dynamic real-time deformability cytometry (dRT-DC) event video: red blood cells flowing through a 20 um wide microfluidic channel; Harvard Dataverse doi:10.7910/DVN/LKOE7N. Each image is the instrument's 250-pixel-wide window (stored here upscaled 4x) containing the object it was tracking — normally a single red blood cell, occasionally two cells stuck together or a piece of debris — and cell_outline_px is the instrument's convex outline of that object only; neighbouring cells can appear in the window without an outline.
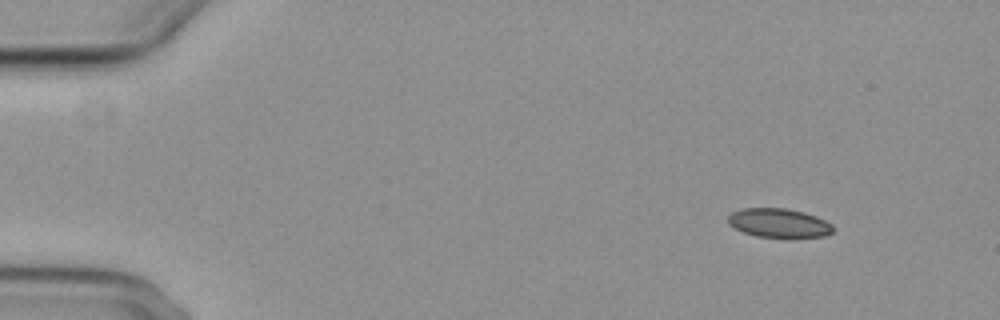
{"species": "common noctule bat (a hibernating species)", "species_latin": "Nyctalus noctula", "temperature_condition": "cold", "stored_images_in_passage": 4, "camera_frame_rate_fps": 3000, "um_per_image_px": 0.085, "animal": {"sex": "female", "body_mass_g": 29.2, "forearm_length_mm": 56.3}, "frame": {"image": 1, "passage_image": 1, "time_ms": 0.0, "image_size_px": [1000, 320], "cell_outline_px": [[832, 232], [824, 236], [792, 240], [788, 240], [756, 236], [744, 232], [728, 224], [728, 216], [732, 212], [740, 208], [784, 208], [804, 212], [816, 216], [832, 224]], "centroid_in_image_um": [66.22, 18.99], "position_along_channel_um": 18.8, "area_um2": 18.38}}
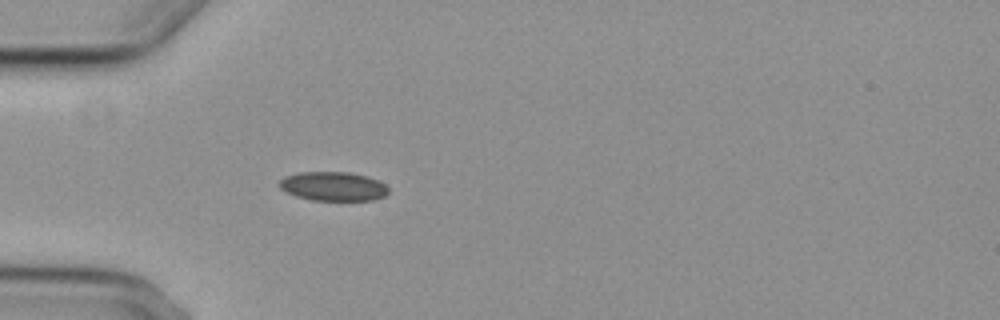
{"frame": {"image": 2, "passage_image": 4, "time_ms": 3.667, "image_size_px": [1000, 320], "cell_outline_px": [[388, 192], [384, 196], [372, 200], [312, 200], [296, 196], [280, 188], [276, 184], [284, 176], [296, 172], [348, 172], [368, 176], [380, 180], [388, 188]], "centroid_in_image_um": [28.3, 15.82], "position_along_channel_um": 56.7, "area_um2": 18.61}}